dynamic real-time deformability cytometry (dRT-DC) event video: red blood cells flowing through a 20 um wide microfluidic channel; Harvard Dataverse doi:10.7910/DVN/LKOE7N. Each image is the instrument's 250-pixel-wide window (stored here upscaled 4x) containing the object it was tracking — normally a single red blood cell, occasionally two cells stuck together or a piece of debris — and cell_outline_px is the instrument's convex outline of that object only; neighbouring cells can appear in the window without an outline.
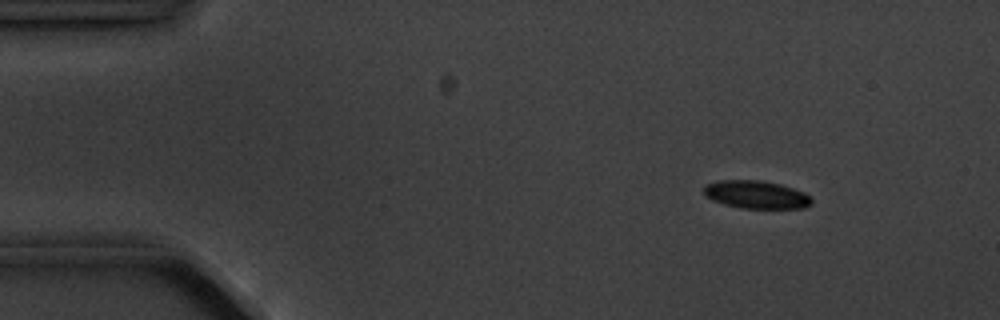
{"species": "common noctule bat (a hibernating species)", "species_latin": "Nyctalus noctula", "temperature_condition": "cold", "stored_images_in_passage": 4, "camera_frame_rate_fps": 3000, "um_per_image_px": 0.085, "animal": {"sex": "male", "body_mass_g": 20.1, "forearm_length_mm": 53.5}, "frame": {"image": 1, "passage_image": 1, "time_ms": 0.0, "image_size_px": [1000, 320], "cell_outline_px": [[812, 204], [804, 208], [740, 208], [724, 204], [712, 200], [704, 192], [704, 184], [720, 180], [760, 180], [780, 184], [804, 192], [812, 200]], "centroid_in_image_um": [64.27, 16.54], "position_along_channel_um": 20.7, "area_um2": 17.46}}
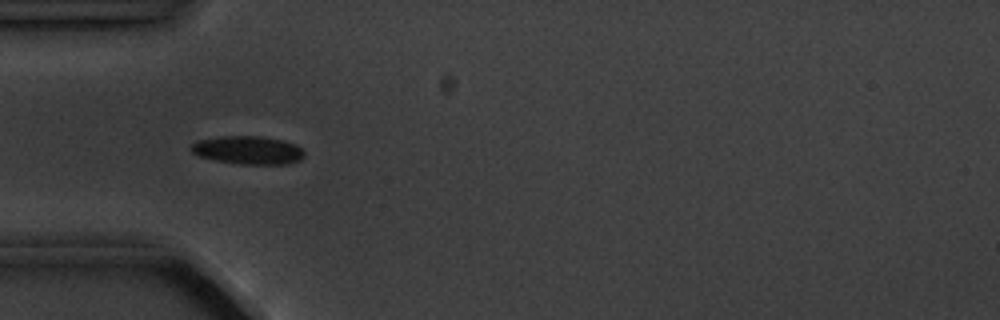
{"frame": {"image": 2, "passage_image": 4, "time_ms": 3.333, "image_size_px": [1000, 320], "cell_outline_px": [[304, 156], [300, 160], [288, 164], [240, 164], [216, 160], [200, 156], [192, 152], [192, 144], [196, 140], [224, 136], [260, 136], [284, 140], [296, 144], [304, 152]], "centroid_in_image_um": [21.11, 12.76], "position_along_channel_um": 63.9, "area_um2": 18.55}}